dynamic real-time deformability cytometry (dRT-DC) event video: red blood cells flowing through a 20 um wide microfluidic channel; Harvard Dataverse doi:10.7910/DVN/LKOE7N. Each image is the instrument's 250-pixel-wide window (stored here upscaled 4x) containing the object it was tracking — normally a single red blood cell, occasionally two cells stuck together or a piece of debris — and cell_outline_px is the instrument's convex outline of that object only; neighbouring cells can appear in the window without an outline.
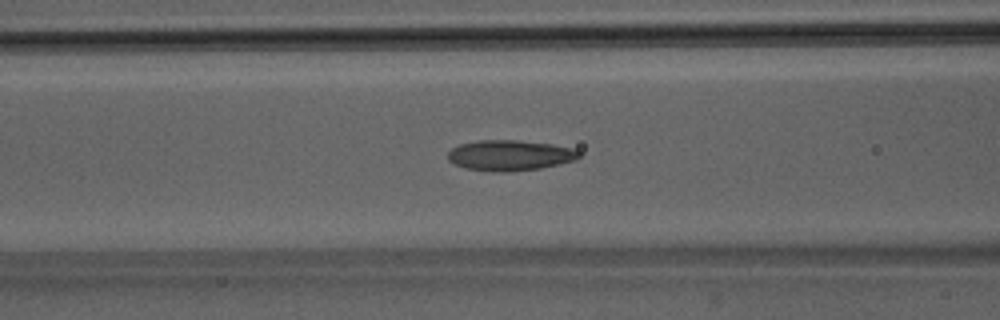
{"species": "Egyptian fruit bat (a non-hibernating species)", "species_latin": "Rousettus aegyptiacus", "temperature_condition": "room temperature", "stored_images_in_passage": 50, "camera_frame_rate_fps": 3000, "um_per_image_px": 0.085, "animal": {"sex": "male"}, "frame": {"image": 1, "passage_image": 20, "time_ms": 6.333, "image_size_px": [1000, 320], "cell_outline_px": [[580, 156], [576, 160], [560, 164], [540, 168], [504, 172], [492, 172], [464, 168], [448, 160], [448, 152], [452, 148], [460, 144], [476, 140], [516, 140], [552, 144], [576, 148], [580, 152]], "centroid_in_image_um": [43.36, 13.2], "position_along_channel_um": 123.2, "area_um2": 23.52}}
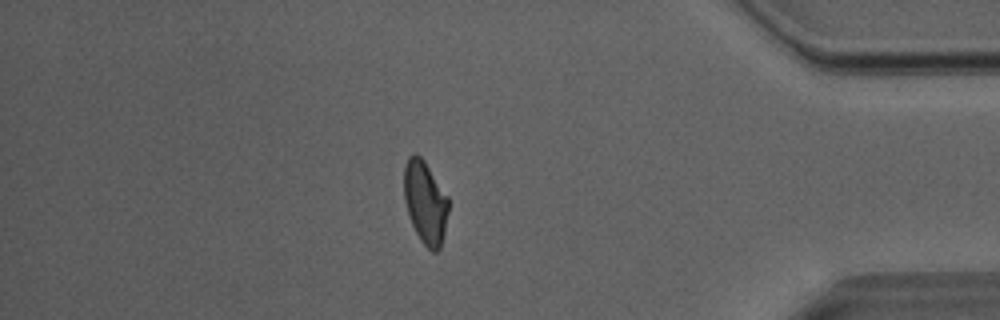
{"frame": {"image": 2, "passage_image": 43, "time_ms": 14.0, "image_size_px": [1000, 320], "cell_outline_px": [[448, 212], [444, 232], [440, 248], [436, 252], [432, 252], [420, 240], [408, 216], [404, 200], [404, 164], [408, 156], [412, 152], [416, 152], [424, 160], [448, 196]], "centroid_in_image_um": [36.13, 17.16], "position_along_channel_um": 399.1, "area_um2": 21.62}}
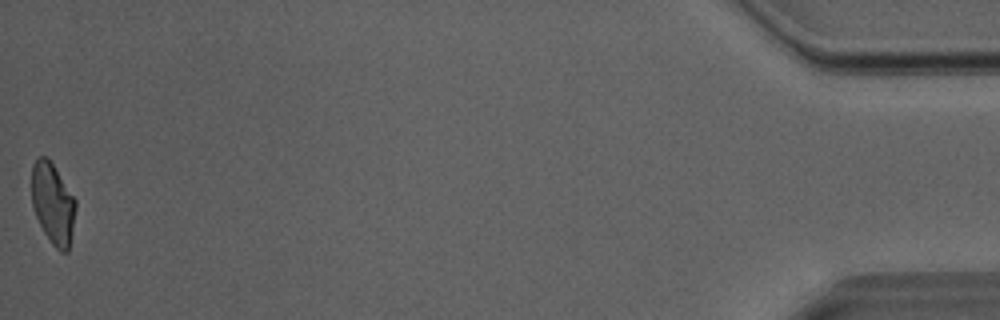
{"frame": {"image": 3, "passage_image": 50, "time_ms": 16.333, "image_size_px": [1000, 320], "cell_outline_px": [[76, 208], [72, 232], [68, 252], [60, 252], [52, 244], [44, 232], [36, 216], [32, 204], [32, 164], [40, 156], [48, 156], [76, 200]], "centroid_in_image_um": [4.5, 17.29], "position_along_channel_um": 430.7, "area_um2": 20.75}, "authors_computed_cell_mechanics": {"area_um2": 22.2241, "velocity_mm_per_s": 4.0581, "shape_relaxation_time_tau1_ms": 7.3521, "shape_relaxation_time_tau2_ms": 2.2424, "deformation_change_tau1": 0.1893, "deformation_change_tau2": 0.0968}}